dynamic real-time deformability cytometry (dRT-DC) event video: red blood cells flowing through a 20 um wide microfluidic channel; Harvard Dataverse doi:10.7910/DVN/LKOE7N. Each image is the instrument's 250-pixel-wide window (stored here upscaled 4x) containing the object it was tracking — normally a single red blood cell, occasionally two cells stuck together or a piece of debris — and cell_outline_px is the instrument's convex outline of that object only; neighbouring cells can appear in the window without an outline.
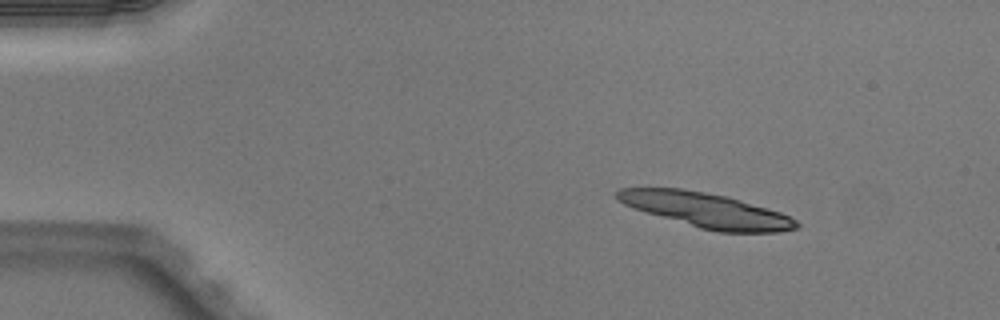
{"species": "Egyptian fruit bat (a non-hibernating species)", "species_latin": "Rousettus aegyptiacus", "temperature_condition": "warm", "stored_images_in_passage": 45, "camera_frame_rate_fps": 3000, "um_per_image_px": 0.085, "animal": {"sex": "male"}, "frame": {"image": 1, "passage_image": 1, "time_ms": 0.0, "image_size_px": [1000, 320], "cell_outline_px": [[800, 228], [780, 232], [716, 232], [700, 228], [648, 212], [624, 204], [616, 196], [616, 192], [620, 188], [680, 188], [728, 196], [780, 212], [796, 220], [800, 224]], "centroid_in_image_um": [60.11, 17.87], "position_along_channel_um": 24.9, "area_um2": 35.78}}
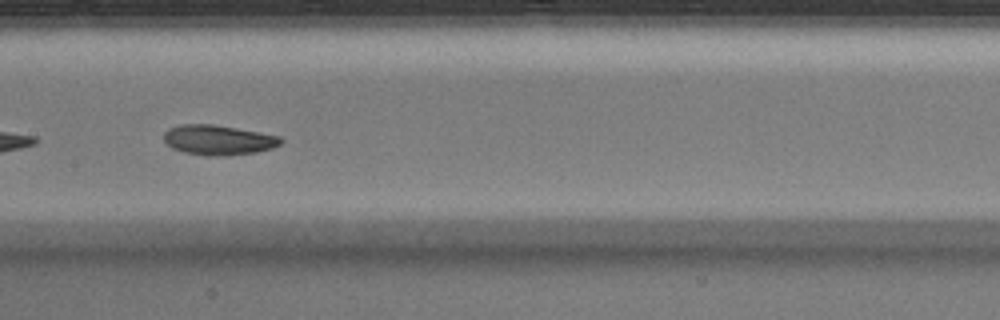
{"frame": {"image": 2, "passage_image": 20, "time_ms": 6.333, "image_size_px": [1000, 320], "cell_outline_px": [[284, 140], [280, 144], [272, 148], [256, 152], [228, 156], [208, 156], [184, 152], [172, 148], [164, 140], [164, 132], [168, 128], [180, 124], [212, 124], [236, 128], [280, 136]], "centroid_in_image_um": [18.55, 11.9], "position_along_channel_um": 188.9, "area_um2": 20.46}}
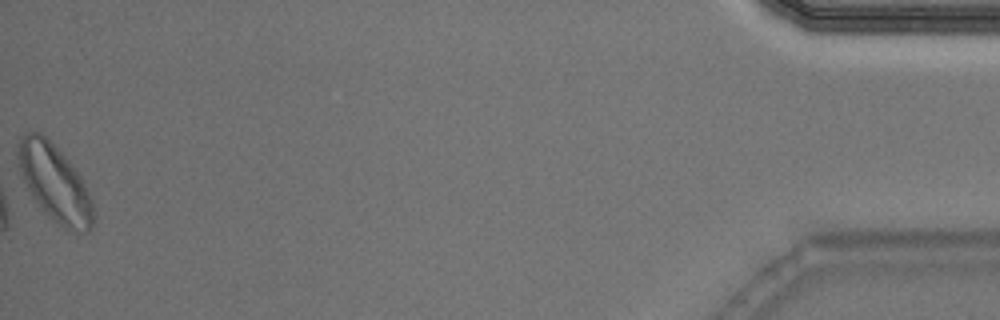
{"frame": {"image": 3, "passage_image": 45, "time_ms": 14.667, "image_size_px": [1000, 320], "cell_outline_px": [[96, 216], [88, 232], [76, 232], [64, 228], [32, 196], [20, 172], [16, 156], [16, 144], [28, 132], [40, 132], [72, 164], [80, 176], [88, 192]], "centroid_in_image_um": [4.65, 15.53], "position_along_channel_um": 430.5, "area_um2": 32.83}, "authors_computed_cell_mechanics": {"area_um2": 21.097, "velocity_mm_per_s": 4.0024, "shape_relaxation_time_tau1_ms": 2.0669, "shape_relaxation_time_tau2_ms": 2.1448, "deformation_change_tau1": 0.1215, "deformation_change_tau2": 0.0806}}